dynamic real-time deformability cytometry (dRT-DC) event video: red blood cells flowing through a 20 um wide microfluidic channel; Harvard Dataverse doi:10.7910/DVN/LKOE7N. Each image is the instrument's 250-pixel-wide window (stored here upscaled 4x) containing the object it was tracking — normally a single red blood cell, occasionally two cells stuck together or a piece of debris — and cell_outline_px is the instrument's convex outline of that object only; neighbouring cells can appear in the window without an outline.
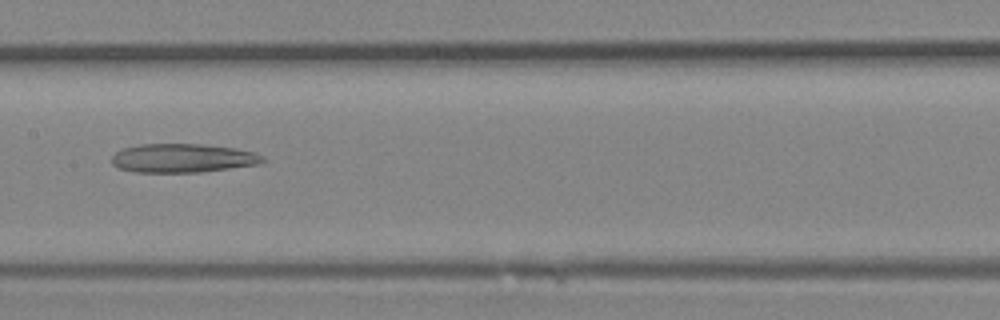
{"species": "Egyptian fruit bat (a non-hibernating species)", "species_latin": "Rousettus aegyptiacus", "temperature_condition": "room temperature", "stored_images_in_passage": 34, "camera_frame_rate_fps": 3000, "um_per_image_px": 0.085, "animal": {"sex": "female"}, "frame": {"image": 1, "passage_image": 17, "time_ms": 5.333, "image_size_px": [1000, 320], "cell_outline_px": [[268, 160], [260, 164], [200, 172], [136, 172], [120, 168], [112, 164], [112, 156], [116, 152], [124, 148], [140, 144], [204, 144], [232, 148], [252, 152], [264, 156]], "centroid_in_image_um": [15.55, 13.44], "position_along_channel_um": 191.8, "area_um2": 25.26}}
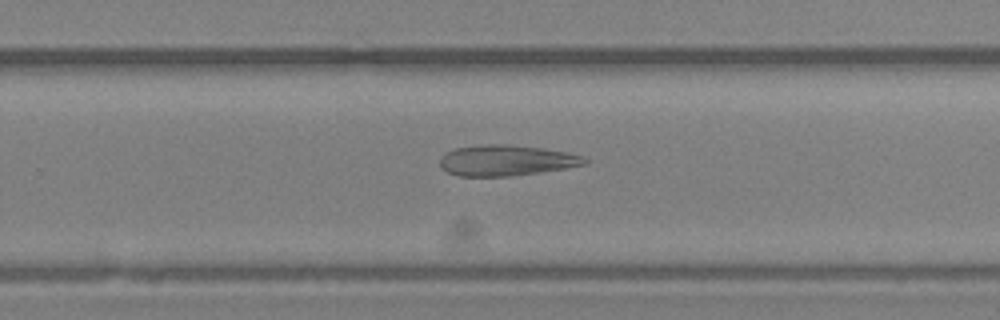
{"frame": {"image": 2, "passage_image": 22, "time_ms": 7.0, "image_size_px": [1000, 320], "cell_outline_px": [[588, 164], [540, 172], [512, 176], [460, 176], [448, 172], [440, 164], [440, 156], [452, 148], [484, 144], [508, 144], [544, 148], [568, 152], [584, 156], [588, 160]], "centroid_in_image_um": [43.05, 13.62], "position_along_channel_um": 286.8, "area_um2": 26.13}}
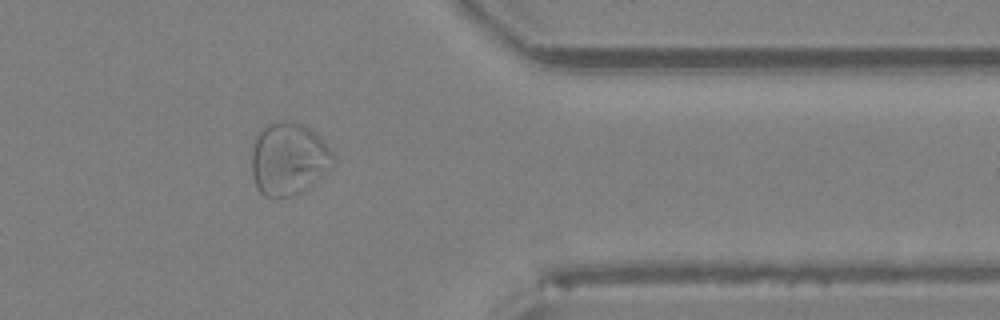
{"frame": {"image": 3, "passage_image": 28, "time_ms": 9.0, "image_size_px": [1000, 320], "cell_outline_px": [[336, 160], [332, 164], [300, 192], [292, 196], [276, 200], [272, 200], [264, 196], [260, 192], [256, 184], [252, 172], [252, 140], [260, 128], [264, 124], [272, 120], [292, 120], [308, 128], [336, 156]], "centroid_in_image_um": [24.43, 13.48], "position_along_channel_um": 387.0, "area_um2": 34.51}}